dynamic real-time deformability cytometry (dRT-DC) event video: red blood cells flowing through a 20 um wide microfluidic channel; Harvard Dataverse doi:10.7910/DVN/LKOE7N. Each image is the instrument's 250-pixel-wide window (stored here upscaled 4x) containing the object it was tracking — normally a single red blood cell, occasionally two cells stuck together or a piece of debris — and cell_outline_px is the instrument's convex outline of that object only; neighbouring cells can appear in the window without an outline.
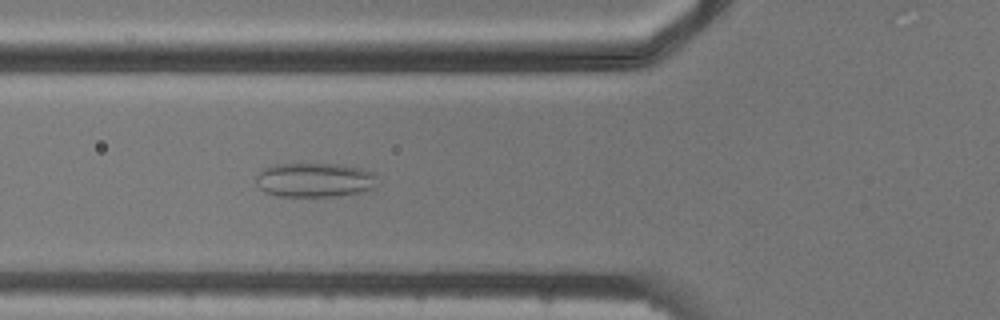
{"species": "common noctule bat (a hibernating species)", "species_latin": "Nyctalus noctula", "temperature_condition": "cold", "stored_images_in_passage": 6, "camera_frame_rate_fps": 3000, "um_per_image_px": 0.085, "animal": {"sex": "male", "body_mass_g": 20.5, "forearm_length_mm": 52.5}, "frame": {"image": 1, "passage_image": 6, "time_ms": 5.667, "image_size_px": [1000, 320], "cell_outline_px": [[376, 188], [364, 192], [336, 196], [276, 196], [264, 192], [256, 184], [256, 176], [264, 168], [272, 164], [340, 164], [360, 168], [372, 172], [376, 176]], "centroid_in_image_um": [26.75, 15.3], "position_along_channel_um": 99.0, "area_um2": 24.51}}